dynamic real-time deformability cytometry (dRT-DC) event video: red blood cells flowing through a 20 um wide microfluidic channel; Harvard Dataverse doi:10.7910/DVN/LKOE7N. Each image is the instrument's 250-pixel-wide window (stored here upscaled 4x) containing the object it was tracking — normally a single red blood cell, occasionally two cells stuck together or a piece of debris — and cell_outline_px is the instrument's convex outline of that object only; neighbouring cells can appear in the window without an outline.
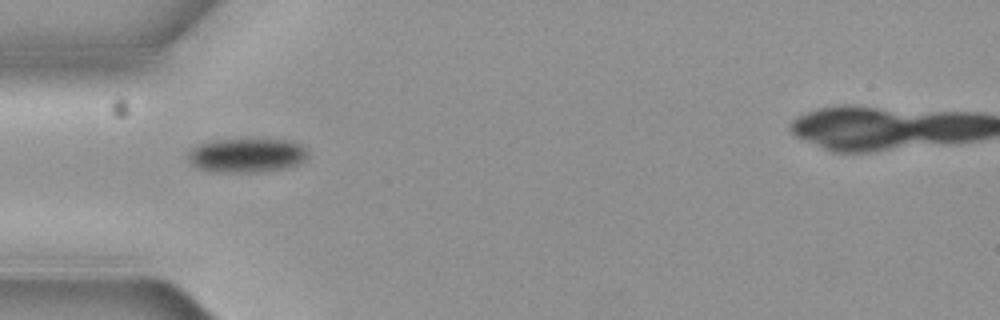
{"species": "common noctule bat (a hibernating species)", "species_latin": "Nyctalus noctula", "temperature_condition": "cold", "stored_images_in_passage": 11, "camera_frame_rate_fps": 3000, "um_per_image_px": 0.085, "animal": {"sex": "female", "body_mass_g": 19.3, "forearm_length_mm": 54.1}, "frame": {"image": 1, "passage_image": 5, "time_ms": 1.333, "image_size_px": [1000, 320], "cell_outline_px": [[308, 156], [304, 160], [296, 164], [280, 168], [256, 172], [216, 172], [200, 168], [192, 164], [188, 160], [188, 152], [192, 148], [208, 140], [252, 136], [292, 140], [308, 148]], "centroid_in_image_um": [20.99, 13.12], "position_along_channel_um": 64.0, "area_um2": 24.85}}
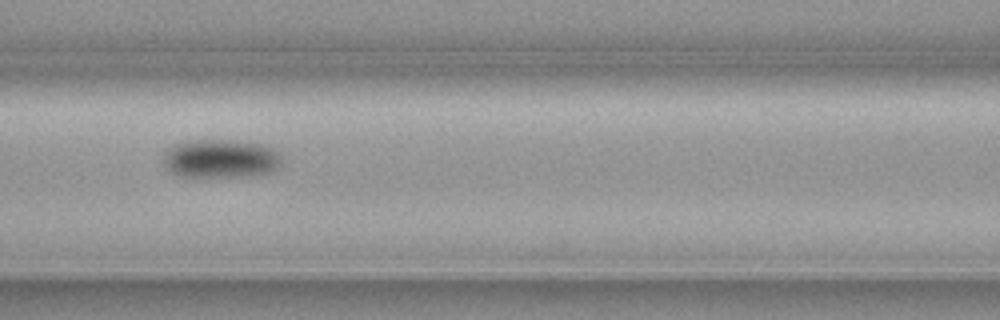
{"frame": {"image": 2, "passage_image": 7, "time_ms": 2.0, "image_size_px": [1000, 320], "cell_outline_px": [[280, 164], [276, 168], [268, 172], [236, 176], [180, 176], [172, 172], [164, 164], [164, 152], [176, 144], [184, 140], [232, 140], [264, 144], [280, 152]], "centroid_in_image_um": [18.74, 13.45], "position_along_channel_um": 147.9, "area_um2": 26.3}}
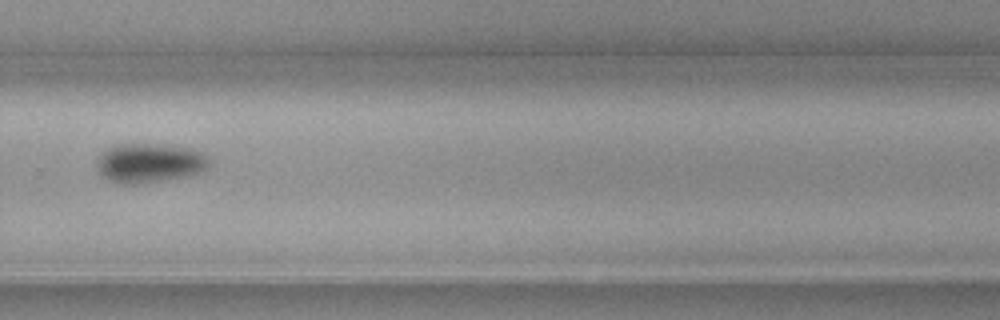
{"frame": {"image": 3, "passage_image": 11, "time_ms": 3.333, "image_size_px": [1000, 320], "cell_outline_px": [[208, 168], [200, 172], [136, 184], [116, 184], [108, 180], [100, 172], [96, 164], [96, 160], [108, 148], [120, 144], [160, 144], [188, 148], [200, 152], [208, 160]], "centroid_in_image_um": [12.64, 13.84], "position_along_channel_um": 317.2, "area_um2": 25.09}}